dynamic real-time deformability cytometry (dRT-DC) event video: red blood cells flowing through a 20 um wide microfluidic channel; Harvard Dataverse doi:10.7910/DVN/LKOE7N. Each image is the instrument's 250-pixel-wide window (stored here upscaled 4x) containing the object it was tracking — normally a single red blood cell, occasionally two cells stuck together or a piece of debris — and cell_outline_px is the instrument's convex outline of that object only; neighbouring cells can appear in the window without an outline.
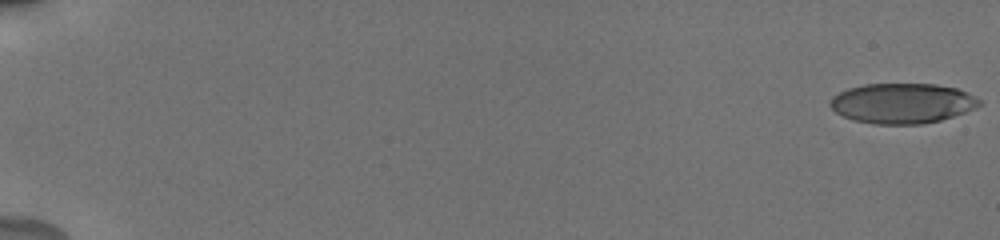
{"species": "human", "species_latin": "Homo sapiens", "temperature_condition": "cold", "stored_images_in_passage": 56, "camera_frame_rate_fps": 3000, "um_per_image_px": 0.085, "donor": {"sex": "male"}, "frame": {"image": 1, "passage_image": 1, "time_ms": 0.0, "image_size_px": [1000, 240], "cell_outline_px": [[980, 104], [976, 108], [940, 120], [920, 124], [876, 124], [852, 120], [836, 112], [828, 104], [832, 96], [848, 88], [864, 84], [936, 84], [956, 88], [976, 96], [980, 100]], "centroid_in_image_um": [76.67, 8.77], "position_along_channel_um": 8.3, "area_um2": 34.85}}
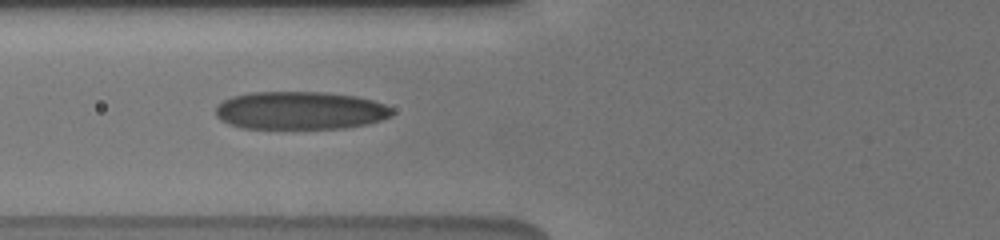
{"frame": {"image": 2, "passage_image": 24, "time_ms": 7.667, "image_size_px": [1000, 240], "cell_outline_px": [[392, 116], [368, 124], [344, 128], [240, 128], [228, 124], [220, 120], [216, 116], [216, 104], [232, 96], [248, 92], [324, 92], [356, 96], [372, 100], [384, 104], [392, 108]], "centroid_in_image_um": [25.48, 9.39], "position_along_channel_um": 100.3, "area_um2": 39.25}}
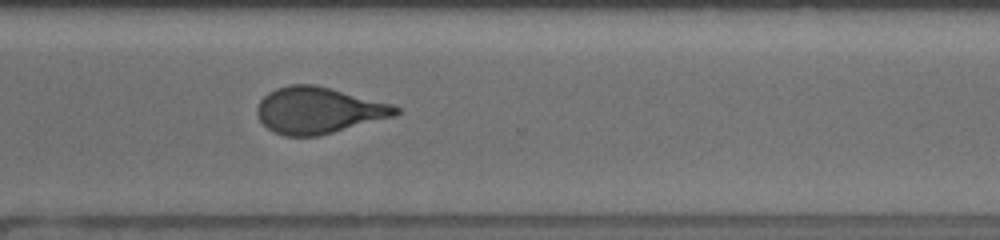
{"frame": {"image": 3, "passage_image": 43, "time_ms": 14.0, "image_size_px": [1000, 240], "cell_outline_px": [[400, 112], [392, 116], [332, 132], [316, 136], [284, 136], [272, 132], [260, 120], [256, 112], [256, 108], [260, 100], [268, 92], [276, 88], [288, 84], [316, 84], [392, 104], [400, 108]], "centroid_in_image_um": [27.01, 9.36], "position_along_channel_um": 343.6, "area_um2": 37.22}, "authors_computed_cell_mechanics": {"area_um2": 37.281, "velocity_mm_per_s": 3.8417, "shape_relaxation_time_tau1_ms": 6.1702, "shape_relaxation_time_tau2_ms": 1.2183, "deformation_change_tau1": 0.1972, "deformation_change_tau2": 0.0946}}